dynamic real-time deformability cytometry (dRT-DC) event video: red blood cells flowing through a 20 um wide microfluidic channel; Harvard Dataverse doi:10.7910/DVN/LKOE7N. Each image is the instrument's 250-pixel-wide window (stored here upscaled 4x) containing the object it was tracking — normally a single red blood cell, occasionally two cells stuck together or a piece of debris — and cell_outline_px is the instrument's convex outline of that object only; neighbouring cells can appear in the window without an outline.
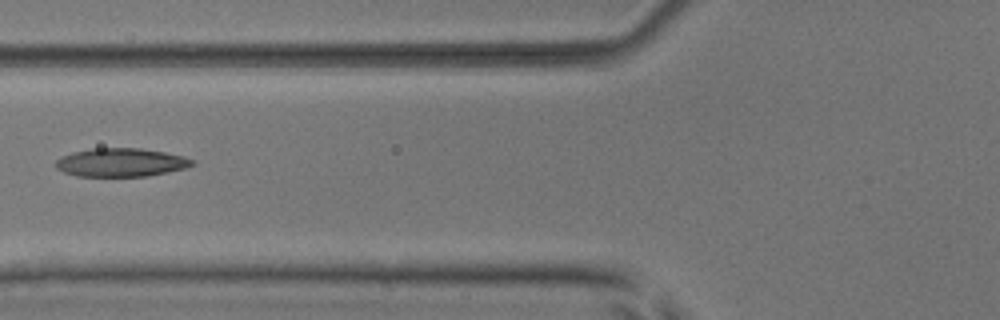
{"species": "common noctule bat (a hibernating species)", "species_latin": "Nyctalus noctula", "temperature_condition": "room temperature", "stored_images_in_passage": 7, "camera_frame_rate_fps": 3000, "um_per_image_px": 0.085, "animal": {"sex": "male", "body_mass_g": 17.9, "forearm_length_mm": 54.2}, "frame": {"image": 1, "passage_image": 6, "time_ms": 6.667, "image_size_px": [1000, 320], "cell_outline_px": [[196, 164], [188, 168], [148, 176], [76, 176], [64, 172], [56, 168], [56, 160], [72, 152], [92, 148], [140, 148], [164, 152], [184, 156], [196, 160]], "centroid_in_image_um": [10.34, 13.81], "position_along_channel_um": 115.5, "area_um2": 22.77}}
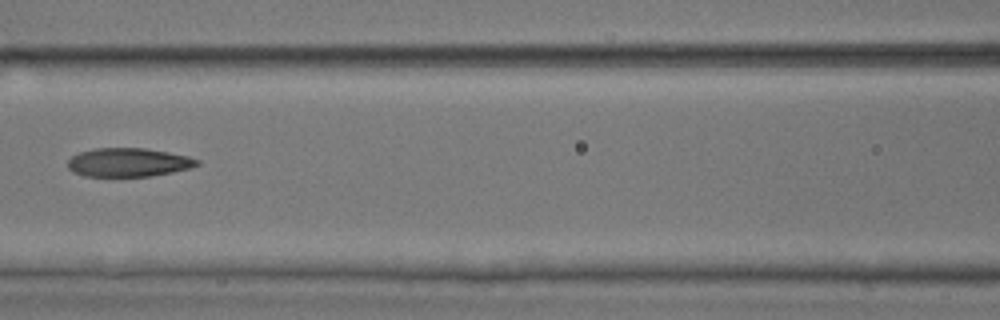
{"frame": {"image": 2, "passage_image": 7, "time_ms": 7.667, "image_size_px": [1000, 320], "cell_outline_px": [[200, 164], [188, 168], [172, 172], [148, 176], [84, 176], [72, 172], [68, 168], [68, 160], [72, 156], [80, 152], [96, 148], [144, 148], [168, 152], [188, 156], [200, 160]], "centroid_in_image_um": [10.9, 13.8], "position_along_channel_um": 155.7, "area_um2": 21.5}}